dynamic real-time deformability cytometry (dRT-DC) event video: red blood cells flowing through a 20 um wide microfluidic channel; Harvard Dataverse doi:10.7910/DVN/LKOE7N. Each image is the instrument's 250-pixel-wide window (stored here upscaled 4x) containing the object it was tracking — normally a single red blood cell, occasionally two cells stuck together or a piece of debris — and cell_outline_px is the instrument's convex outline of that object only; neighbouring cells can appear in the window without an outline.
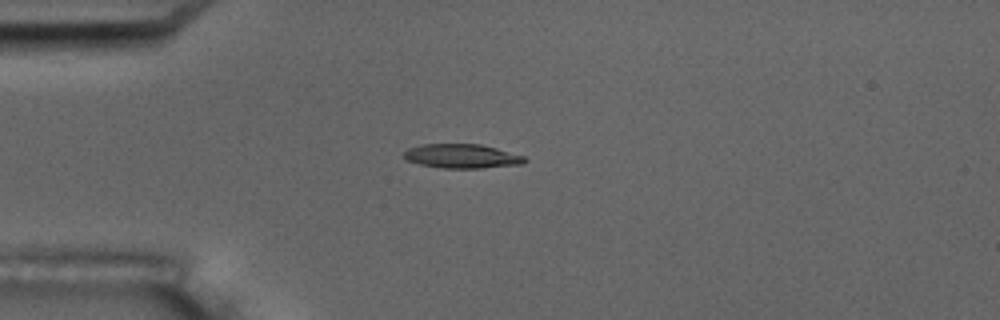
{"species": "common noctule bat (a hibernating species)", "species_latin": "Nyctalus noctula", "temperature_condition": "room temperature", "stored_images_in_passage": 6, "camera_frame_rate_fps": 3000, "um_per_image_px": 0.085, "animal": {"sex": "male", "body_mass_g": 17.5, "forearm_length_mm": 52.3}, "frame": {"image": 1, "passage_image": 4, "time_ms": 3.667, "image_size_px": [1000, 320], "cell_outline_px": [[528, 160], [524, 164], [480, 168], [444, 168], [420, 164], [408, 160], [404, 156], [404, 152], [408, 148], [420, 144], [480, 144], [496, 148], [524, 156]], "centroid_in_image_um": [39.28, 13.27], "position_along_channel_um": 45.7, "area_um2": 16.94}}